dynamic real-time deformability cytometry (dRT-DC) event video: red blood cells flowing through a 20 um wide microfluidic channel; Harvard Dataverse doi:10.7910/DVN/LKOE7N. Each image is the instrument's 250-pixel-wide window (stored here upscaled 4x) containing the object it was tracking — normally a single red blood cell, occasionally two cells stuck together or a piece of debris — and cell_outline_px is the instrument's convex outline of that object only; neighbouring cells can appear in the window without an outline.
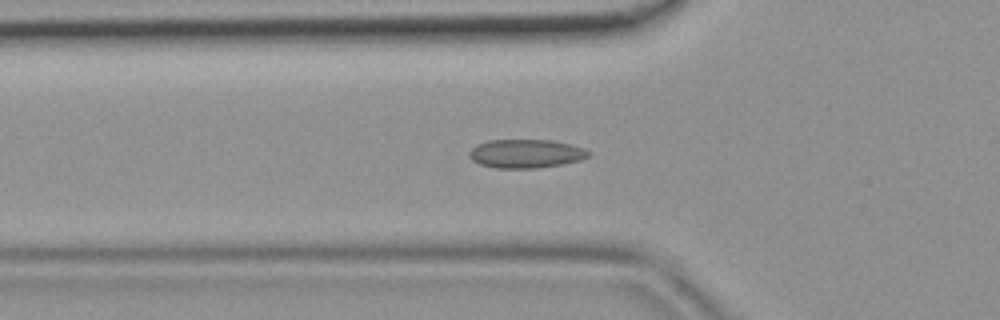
{"species": "common noctule bat (a hibernating species)", "species_latin": "Nyctalus noctula", "temperature_condition": "room temperature", "stored_images_in_passage": 39, "segment_of_instrument_passage": [1, 2], "camera_frame_rate_fps": 3000, "um_per_image_px": 0.085, "animal": {"sex": "female", "body_mass_g": 19.9}, "frame": {"image": 1, "passage_image": 8, "time_ms": 2.333, "image_size_px": [1000, 320], "cell_outline_px": [[592, 152], [588, 156], [580, 160], [564, 164], [536, 168], [496, 168], [480, 164], [472, 160], [468, 156], [468, 152], [476, 144], [488, 140], [552, 140], [584, 148]], "centroid_in_image_um": [44.68, 13.06], "position_along_channel_um": 81.1, "area_um2": 20.0}}
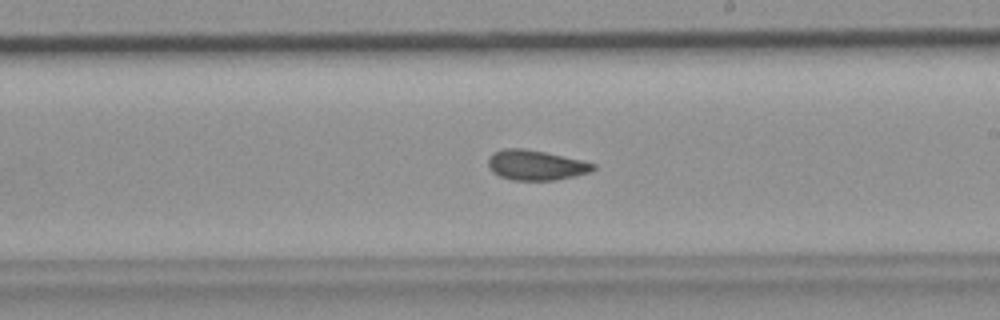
{"frame": {"image": 2, "passage_image": 19, "time_ms": 6.0, "image_size_px": [1000, 320], "cell_outline_px": [[596, 168], [588, 172], [556, 180], [512, 180], [500, 176], [492, 172], [488, 164], [488, 156], [492, 152], [504, 148], [524, 148], [544, 152], [580, 160], [596, 164]], "centroid_in_image_um": [45.49, 14.03], "position_along_channel_um": 243.5, "area_um2": 18.26}}
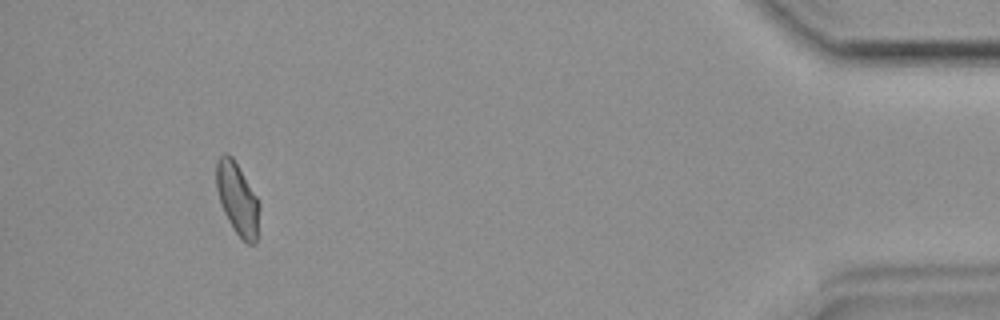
{"frame": {"image": 3, "passage_image": 35, "time_ms": 11.333, "image_size_px": [1000, 320], "cell_outline_px": [[260, 208], [256, 244], [248, 244], [236, 232], [228, 220], [224, 212], [216, 188], [216, 160], [224, 152], [228, 152], [232, 156], [260, 200]], "centroid_in_image_um": [20.2, 16.86], "position_along_channel_um": 415.0, "area_um2": 18.26}}